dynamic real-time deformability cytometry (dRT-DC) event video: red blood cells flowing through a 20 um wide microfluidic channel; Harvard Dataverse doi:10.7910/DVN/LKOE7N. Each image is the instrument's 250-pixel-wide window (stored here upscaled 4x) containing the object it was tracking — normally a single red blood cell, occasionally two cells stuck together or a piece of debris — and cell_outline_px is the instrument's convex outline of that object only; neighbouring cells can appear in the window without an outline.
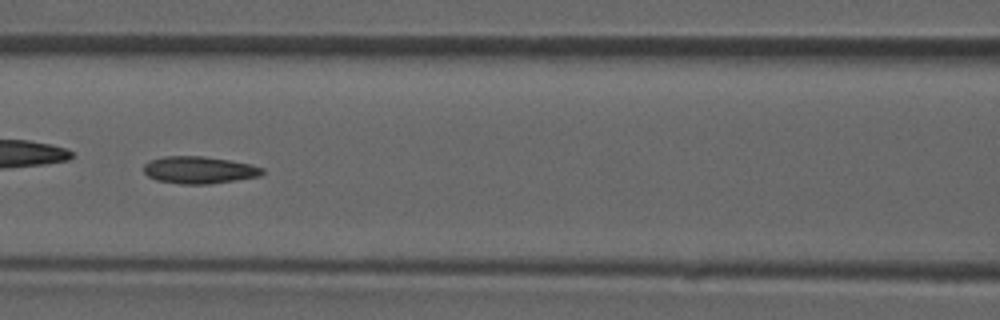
{"species": "common noctule bat (a hibernating species)", "species_latin": "Nyctalus noctula", "temperature_condition": "room temperature", "stored_images_in_passage": 33, "camera_frame_rate_fps": 3000, "um_per_image_px": 0.085, "animal": {"sex": "male", "forearm_length_mm": 52.5}, "frame": {"image": 1, "passage_image": 6, "time_ms": 1.667, "image_size_px": [1000, 320], "cell_outline_px": [[264, 172], [260, 176], [236, 180], [208, 184], [180, 184], [156, 180], [148, 176], [144, 172], [144, 164], [148, 160], [164, 156], [204, 156], [228, 160], [248, 164], [264, 168]], "centroid_in_image_um": [16.89, 14.45], "position_along_channel_um": 149.7, "area_um2": 18.79}}